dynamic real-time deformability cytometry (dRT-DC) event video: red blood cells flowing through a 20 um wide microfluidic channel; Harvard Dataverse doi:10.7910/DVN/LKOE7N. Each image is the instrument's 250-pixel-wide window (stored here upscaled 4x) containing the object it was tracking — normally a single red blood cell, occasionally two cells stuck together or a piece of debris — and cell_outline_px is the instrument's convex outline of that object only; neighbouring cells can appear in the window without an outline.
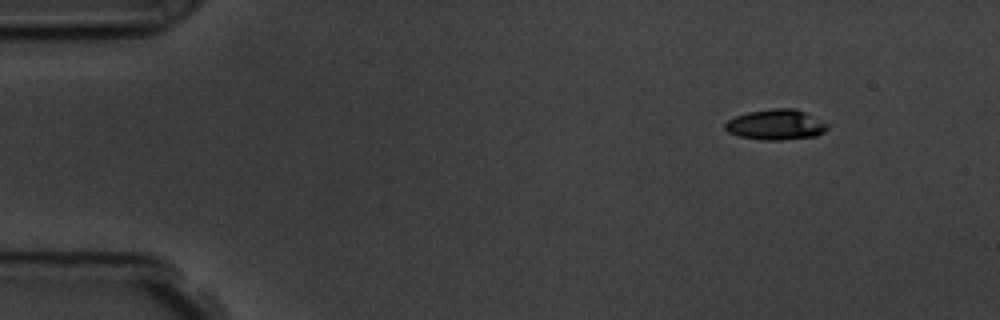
{"species": "common noctule bat (a hibernating species)", "species_latin": "Nyctalus noctula", "temperature_condition": "room temperature", "stored_images_in_passage": 6, "segment_of_instrument_passage": [2, 2], "camera_frame_rate_fps": 3000, "um_per_image_px": 0.085, "animal": {"sex": "male", "body_mass_g": 19.5, "forearm_length_mm": 54.6}, "frame": {"image": 1, "passage_image": 6, "time_ms": 5.667, "image_size_px": [1000, 320], "cell_outline_px": [[828, 128], [824, 132], [816, 136], [780, 140], [764, 140], [740, 136], [728, 132], [724, 128], [724, 124], [728, 120], [736, 116], [748, 112], [772, 108], [792, 108], [804, 112], [828, 124]], "centroid_in_image_um": [65.94, 10.6], "position_along_channel_um": 19.1, "area_um2": 17.98}}